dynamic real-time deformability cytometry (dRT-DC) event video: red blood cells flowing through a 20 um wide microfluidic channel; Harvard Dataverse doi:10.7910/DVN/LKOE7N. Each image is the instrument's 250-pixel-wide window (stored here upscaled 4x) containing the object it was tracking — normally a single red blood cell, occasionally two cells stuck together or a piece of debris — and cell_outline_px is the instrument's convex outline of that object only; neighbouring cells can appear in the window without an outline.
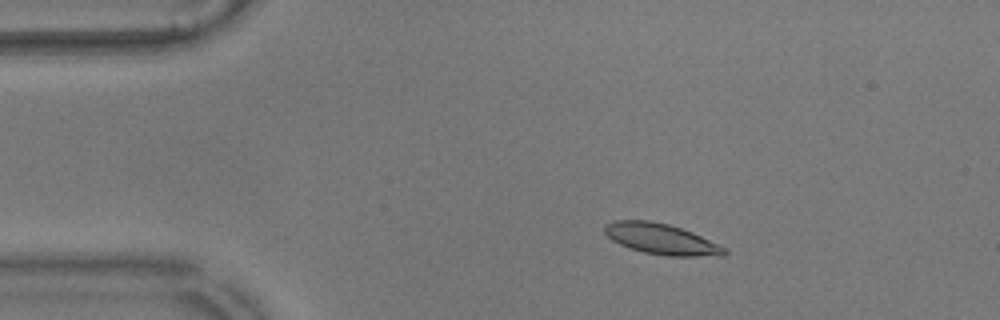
{"species": "common noctule bat (a hibernating species)", "species_latin": "Nyctalus noctula", "temperature_condition": "warm", "stored_images_in_passage": 14, "camera_frame_rate_fps": 3000, "um_per_image_px": 0.085, "animal": {"sex": "male", "body_mass_g": 17.9}, "frame": {"image": 1, "passage_image": 3, "time_ms": 0.667, "image_size_px": [1000, 320], "cell_outline_px": [[728, 252], [724, 256], [668, 256], [644, 252], [628, 248], [612, 240], [604, 232], [604, 224], [616, 220], [648, 220], [668, 224], [692, 232], [724, 248]], "centroid_in_image_um": [56.16, 20.32], "position_along_channel_um": 28.8, "area_um2": 21.27}}
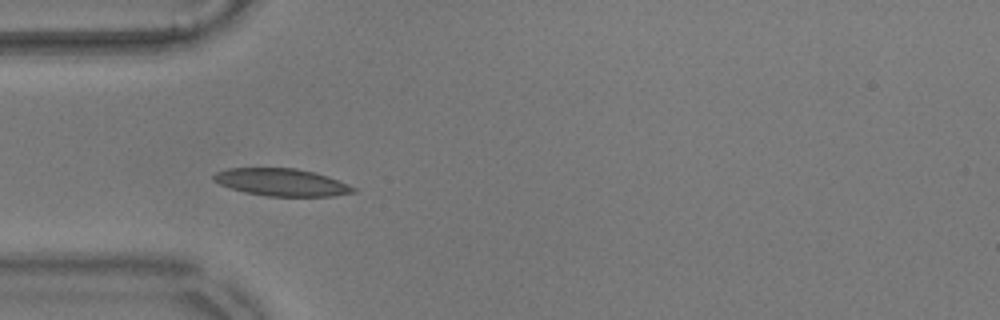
{"frame": {"image": 2, "passage_image": 10, "time_ms": 3.0, "image_size_px": [1000, 320], "cell_outline_px": [[356, 192], [332, 196], [264, 196], [244, 192], [220, 184], [212, 180], [212, 176], [216, 172], [228, 168], [296, 168], [328, 176], [356, 188]], "centroid_in_image_um": [23.91, 15.49], "position_along_channel_um": 61.1, "area_um2": 22.2}}